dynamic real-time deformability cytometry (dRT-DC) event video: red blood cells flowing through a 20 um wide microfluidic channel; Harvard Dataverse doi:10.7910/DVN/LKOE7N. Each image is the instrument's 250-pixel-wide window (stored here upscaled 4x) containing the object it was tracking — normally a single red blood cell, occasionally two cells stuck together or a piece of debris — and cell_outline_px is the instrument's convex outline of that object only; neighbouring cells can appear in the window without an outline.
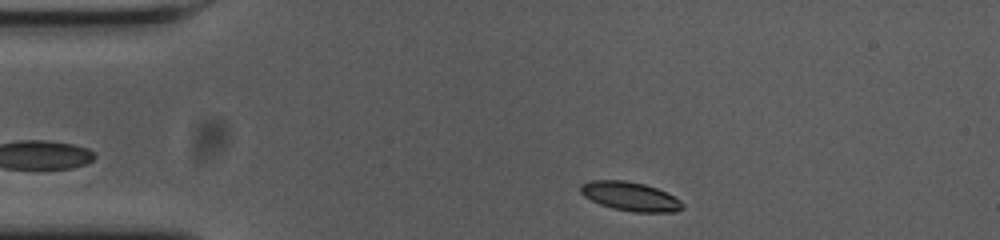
{"species": "common noctule bat (a hibernating species)", "species_latin": "Nyctalus noctula", "temperature_condition": "cold", "stored_images_in_passage": 47, "camera_frame_rate_fps": 3000, "um_per_image_px": 0.085, "animal": {"sex": "female", "body_mass_g": 23.0, "forearm_length_mm": 53.4}, "frame": {"image": 1, "passage_image": 2, "time_ms": 0.333, "image_size_px": [1000, 240], "cell_outline_px": [[684, 208], [676, 212], [636, 212], [612, 208], [600, 204], [584, 196], [580, 192], [580, 184], [592, 180], [624, 180], [644, 184], [656, 188], [680, 200], [684, 204]], "centroid_in_image_um": [53.56, 16.69], "position_along_channel_um": 31.4, "area_um2": 17.11}}
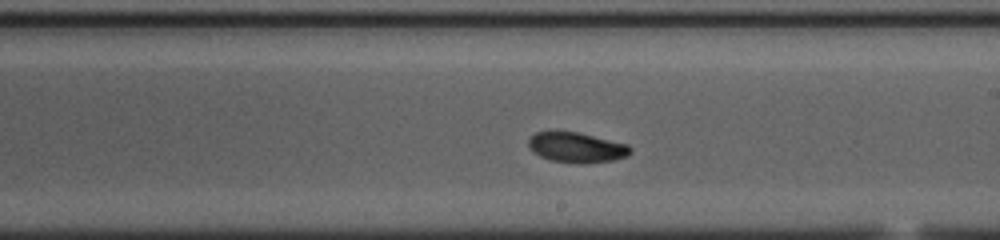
{"frame": {"image": 2, "passage_image": 23, "time_ms": 7.333, "image_size_px": [1000, 240], "cell_outline_px": [[632, 152], [628, 156], [612, 160], [584, 164], [580, 164], [552, 160], [540, 156], [532, 152], [528, 144], [528, 140], [536, 132], [580, 132], [628, 144], [632, 148]], "centroid_in_image_um": [49.05, 12.54], "position_along_channel_um": 240.0, "area_um2": 17.98}}
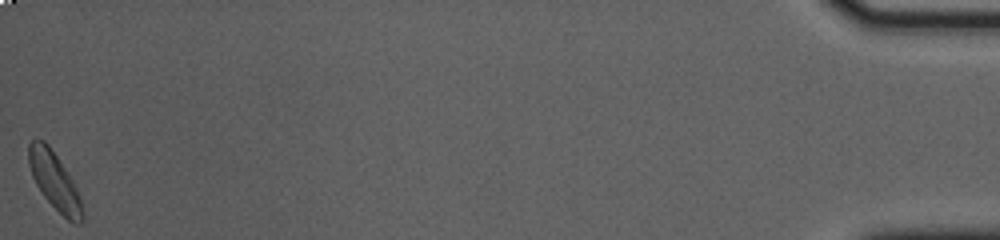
{"frame": {"image": 3, "passage_image": 47, "time_ms": 15.333, "image_size_px": [1000, 240], "cell_outline_px": [[84, 220], [80, 224], [72, 224], [44, 196], [36, 184], [32, 176], [28, 164], [28, 144], [32, 140], [44, 140], [48, 144], [72, 180], [80, 196], [84, 212]], "centroid_in_image_um": [4.65, 15.42], "position_along_channel_um": 430.6, "area_um2": 17.74}, "authors_computed_cell_mechanics": {"area_um2": 17.629, "velocity_mm_per_s": 3.6501, "shape_relaxation_time_tau1_ms": 7.1553, "shape_relaxation_time_tau2_ms": 6.237, "deformation_change_tau1": 0.1457, "deformation_change_tau2": 0.1023}}